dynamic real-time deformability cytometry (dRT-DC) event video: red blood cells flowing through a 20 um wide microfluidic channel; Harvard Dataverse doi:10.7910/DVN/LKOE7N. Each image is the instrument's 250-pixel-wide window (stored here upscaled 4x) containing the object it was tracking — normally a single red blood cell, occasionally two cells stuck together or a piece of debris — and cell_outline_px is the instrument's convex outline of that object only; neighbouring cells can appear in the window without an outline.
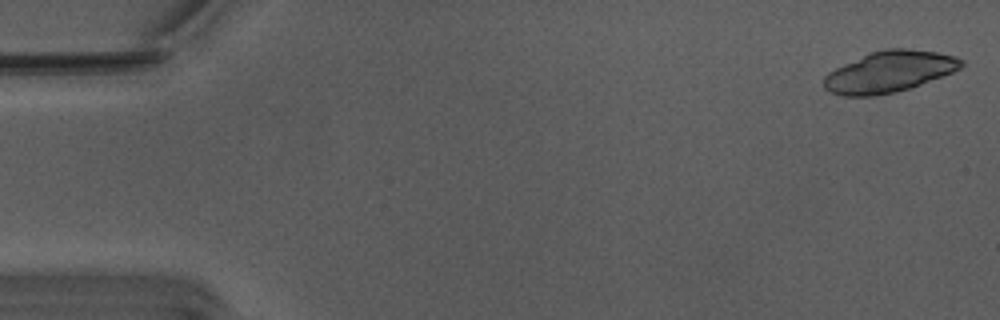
{"species": "Egyptian fruit bat (a non-hibernating species)", "species_latin": "Rousettus aegyptiacus", "temperature_condition": "warm", "stored_images_in_passage": 53, "camera_frame_rate_fps": 3000, "um_per_image_px": 0.085, "animal": {"sex": "male"}, "frame": {"image": 1, "passage_image": 1, "time_ms": 0.0, "image_size_px": [1000, 320], "cell_outline_px": [[964, 64], [960, 68], [952, 72], [920, 84], [908, 88], [892, 92], [872, 96], [844, 96], [832, 92], [824, 88], [824, 76], [828, 72], [844, 64], [872, 52], [884, 48], [908, 48], [936, 52], [956, 56], [964, 60]], "centroid_in_image_um": [75.6, 6.08], "position_along_channel_um": 9.4, "area_um2": 32.54}}